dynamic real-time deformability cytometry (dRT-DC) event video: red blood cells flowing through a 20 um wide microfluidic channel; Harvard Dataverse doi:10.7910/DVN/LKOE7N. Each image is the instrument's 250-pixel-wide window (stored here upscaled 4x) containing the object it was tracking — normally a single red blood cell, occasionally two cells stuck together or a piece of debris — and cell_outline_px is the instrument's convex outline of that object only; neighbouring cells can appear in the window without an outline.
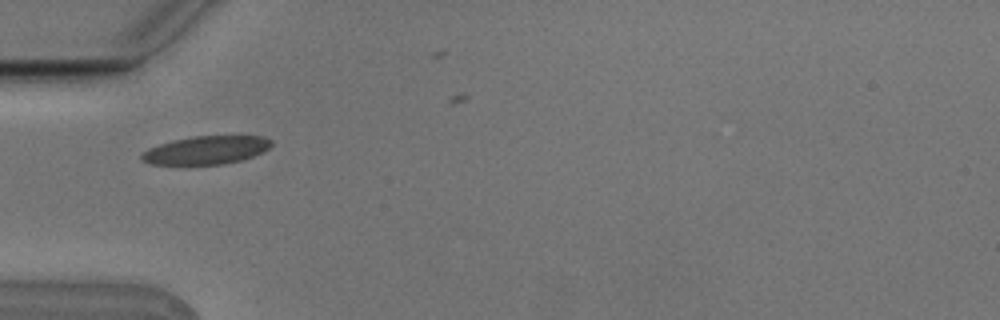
{"species": "Egyptian fruit bat (a non-hibernating species)", "species_latin": "Rousettus aegyptiacus", "temperature_condition": "cold", "stored_images_in_passage": 1, "camera_frame_rate_fps": 3000, "um_per_image_px": 0.085, "animal": {"sex": "male"}, "frame": {"image": 1, "passage_image": 1, "time_ms": 0.0, "image_size_px": [1000, 320], "cell_outline_px": [[272, 144], [268, 148], [252, 156], [240, 160], [224, 164], [148, 164], [140, 160], [140, 156], [148, 148], [172, 140], [192, 136], [264, 136], [272, 140]], "centroid_in_image_um": [17.49, 12.75], "position_along_channel_um": 67.5, "area_um2": 21.21}}